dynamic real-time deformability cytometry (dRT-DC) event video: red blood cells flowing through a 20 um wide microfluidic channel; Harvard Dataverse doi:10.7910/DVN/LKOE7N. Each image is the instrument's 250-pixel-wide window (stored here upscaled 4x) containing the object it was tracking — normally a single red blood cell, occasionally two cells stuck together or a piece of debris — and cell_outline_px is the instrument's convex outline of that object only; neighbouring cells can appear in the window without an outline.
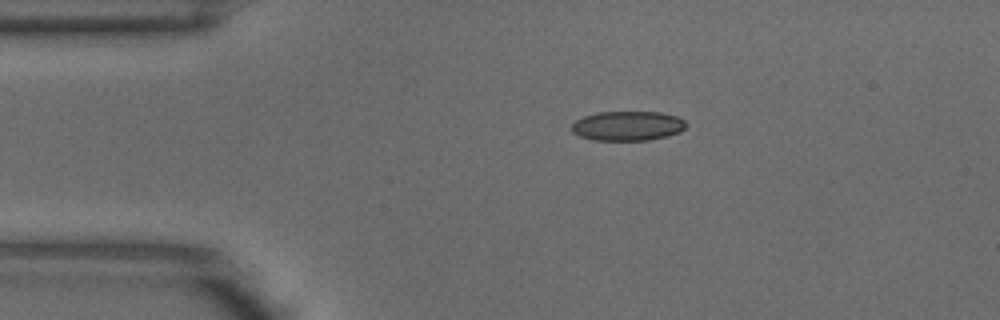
{"species": "common noctule bat (a hibernating species)", "species_latin": "Nyctalus noctula", "temperature_condition": "warm", "stored_images_in_passage": 2, "camera_frame_rate_fps": 3000, "um_per_image_px": 0.085, "animal": {"sex": "male", "body_mass_g": 18.8}, "frame": {"image": 1, "passage_image": 1, "time_ms": 0.0, "image_size_px": [1000, 320], "cell_outline_px": [[688, 124], [680, 132], [668, 136], [648, 140], [592, 140], [580, 136], [572, 132], [572, 124], [576, 120], [584, 116], [596, 112], [660, 112], [680, 116]], "centroid_in_image_um": [53.38, 10.69], "position_along_channel_um": 31.6, "area_um2": 19.88}}